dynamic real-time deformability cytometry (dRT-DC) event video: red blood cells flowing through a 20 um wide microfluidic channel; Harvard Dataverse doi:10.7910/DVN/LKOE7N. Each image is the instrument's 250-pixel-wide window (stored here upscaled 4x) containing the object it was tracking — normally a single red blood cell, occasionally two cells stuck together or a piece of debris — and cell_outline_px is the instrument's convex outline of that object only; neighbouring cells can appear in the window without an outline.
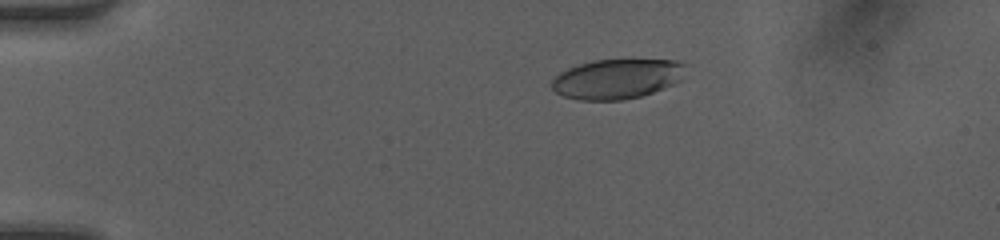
{"species": "human", "species_latin": "Homo sapiens", "temperature_condition": "room temperature", "stored_images_in_passage": 41, "camera_frame_rate_fps": 3000, "um_per_image_px": 0.085, "donor": {"sex": "female"}, "frame": {"image": 1, "passage_image": 2, "time_ms": 0.333, "image_size_px": [1000, 240], "cell_outline_px": [[684, 64], [680, 80], [672, 84], [652, 92], [640, 96], [620, 100], [580, 100], [564, 96], [556, 92], [552, 88], [552, 80], [560, 72], [568, 68], [592, 60], [676, 60]], "centroid_in_image_um": [52.39, 6.7], "position_along_channel_um": 32.6, "area_um2": 30.58}}
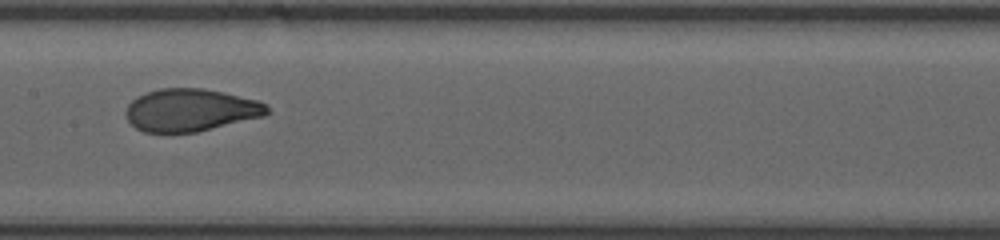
{"frame": {"image": 2, "passage_image": 18, "time_ms": 5.667, "image_size_px": [1000, 240], "cell_outline_px": [[268, 112], [264, 116], [196, 132], [144, 132], [136, 128], [128, 120], [124, 112], [128, 104], [132, 100], [148, 92], [160, 88], [204, 88], [224, 92], [256, 100], [268, 104]], "centroid_in_image_um": [16.2, 9.35], "position_along_channel_um": 191.2, "area_um2": 34.85}}
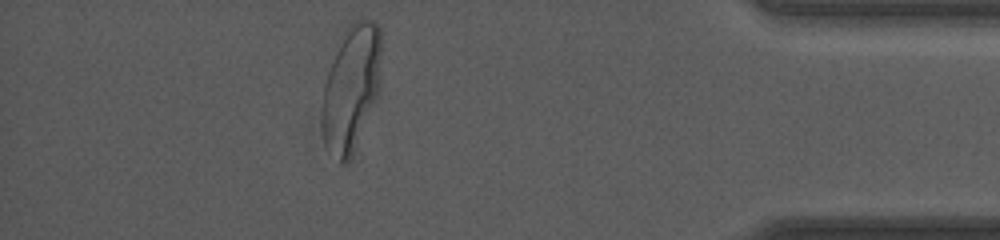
{"frame": {"image": 3, "passage_image": 36, "time_ms": 11.667, "image_size_px": [1000, 240], "cell_outline_px": [[380, 88], [352, 152], [340, 164], [324, 144], [320, 128], [324, 84], [340, 36], [348, 24], [360, 16], [376, 20], [380, 28]], "centroid_in_image_um": [29.83, 7.35], "position_along_channel_um": 405.4, "area_um2": 43.47}, "authors_computed_cell_mechanics": {"area_um2": 35.4892, "velocity_mm_per_s": 4.2164, "shape_relaxation_time_tau1_ms": 4.5057, "shape_relaxation_time_tau2_ms": null, "deformation_change_tau1": 0.2053, "deformation_change_tau2": null}}